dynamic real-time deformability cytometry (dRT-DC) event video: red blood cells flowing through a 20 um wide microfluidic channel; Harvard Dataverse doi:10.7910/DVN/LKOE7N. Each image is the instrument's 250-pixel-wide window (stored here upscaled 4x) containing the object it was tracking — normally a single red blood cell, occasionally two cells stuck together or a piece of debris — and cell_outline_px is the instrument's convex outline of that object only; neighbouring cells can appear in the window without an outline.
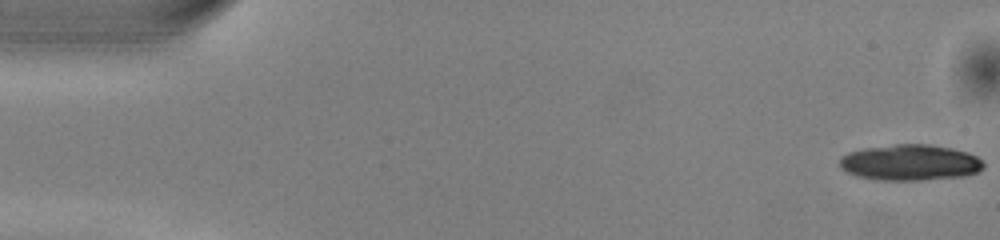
{"species": "common noctule bat (a hibernating species)", "species_latin": "Nyctalus noctula", "temperature_condition": "warm", "stored_images_in_passage": 52, "camera_frame_rate_fps": 3000, "um_per_image_px": 0.085, "animal": {"sex": "male", "body_mass_g": 13.0, "forearm_length_mm": 53.1}, "frame": {"image": 1, "passage_image": 1, "time_ms": 0.0, "image_size_px": [1000, 240], "cell_outline_px": [[984, 168], [976, 172], [964, 176], [920, 180], [880, 180], [860, 176], [848, 172], [840, 168], [840, 156], [848, 152], [864, 148], [896, 144], [932, 144], [952, 148], [968, 152], [984, 160]], "centroid_in_image_um": [77.38, 13.8], "position_along_channel_um": 7.6, "area_um2": 30.23}}
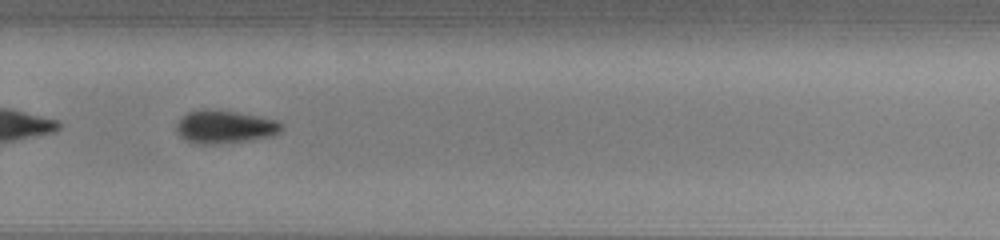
{"frame": {"image": 2, "passage_image": 35, "time_ms": 11.333, "image_size_px": [1000, 240], "cell_outline_px": [[280, 132], [272, 136], [248, 140], [220, 144], [192, 144], [184, 140], [176, 132], [176, 124], [180, 116], [188, 112], [200, 108], [208, 108], [236, 112], [276, 120], [280, 124]], "centroid_in_image_um": [18.99, 10.78], "position_along_channel_um": 310.8, "area_um2": 20.46}}
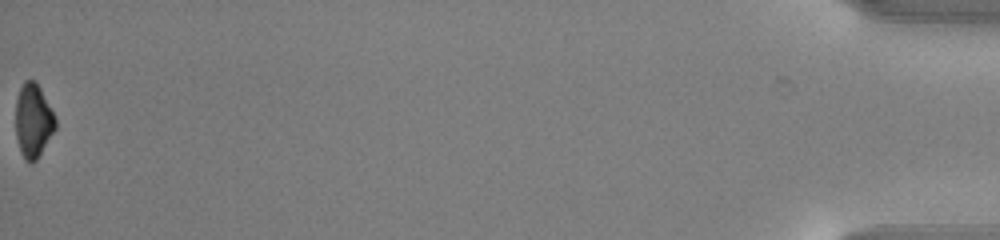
{"frame": {"image": 3, "passage_image": 52, "time_ms": 17.0, "image_size_px": [1000, 240], "cell_outline_px": [[56, 128], [36, 160], [32, 164], [28, 164], [24, 160], [20, 152], [16, 136], [16, 100], [20, 88], [24, 80], [36, 80], [56, 120]], "centroid_in_image_um": [2.8, 10.29], "position_along_channel_um": 432.4, "area_um2": 17.05}, "authors_computed_cell_mechanics": {"area_um2": 21.4149, "velocity_mm_per_s": 4.026, "shape_relaxation_time_tau1_ms": 1.7125, "shape_relaxation_time_tau2_ms": null, "deformation_change_tau1": 0.0991, "deformation_change_tau2": null}}